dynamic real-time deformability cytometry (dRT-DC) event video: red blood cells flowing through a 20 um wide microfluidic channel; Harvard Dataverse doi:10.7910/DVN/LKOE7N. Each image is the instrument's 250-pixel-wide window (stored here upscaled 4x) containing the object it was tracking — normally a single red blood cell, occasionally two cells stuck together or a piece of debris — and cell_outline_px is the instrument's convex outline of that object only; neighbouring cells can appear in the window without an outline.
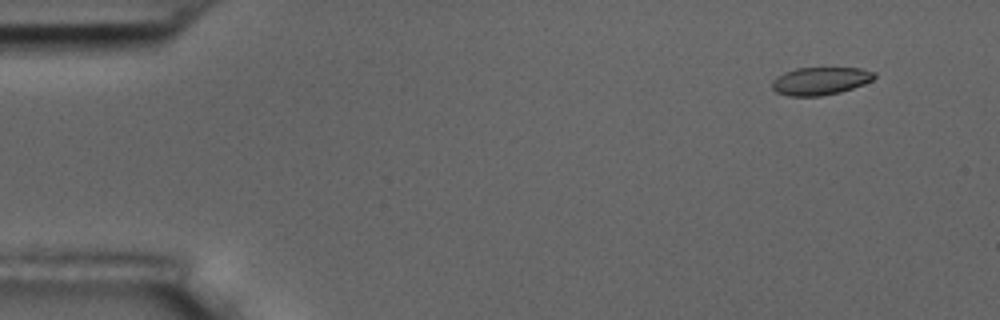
{"species": "common noctule bat (a hibernating species)", "species_latin": "Nyctalus noctula", "temperature_condition": "room temperature", "stored_images_in_passage": 7, "camera_frame_rate_fps": 3000, "um_per_image_px": 0.085, "animal": {"sex": "male", "body_mass_g": 17.5, "forearm_length_mm": 52.3}, "frame": {"image": 1, "passage_image": 2, "time_ms": 1.333, "image_size_px": [1000, 320], "cell_outline_px": [[876, 76], [872, 80], [864, 84], [840, 92], [820, 96], [788, 96], [776, 92], [772, 88], [772, 80], [776, 76], [784, 72], [796, 68], [860, 68], [876, 72]], "centroid_in_image_um": [69.71, 6.88], "position_along_channel_um": 15.3, "area_um2": 16.65}}
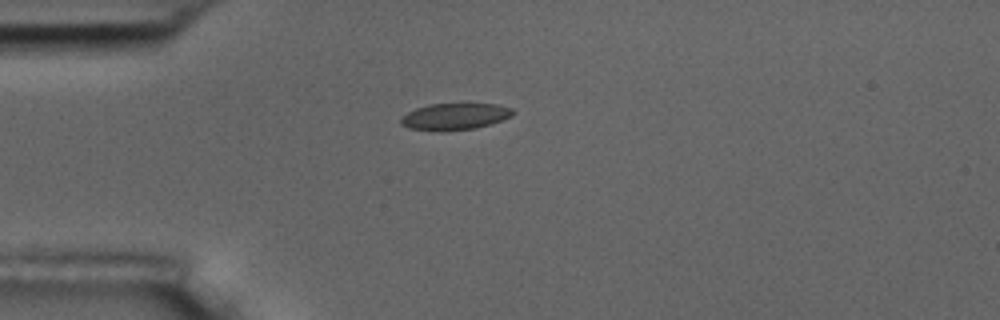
{"frame": {"image": 2, "passage_image": 5, "time_ms": 4.667, "image_size_px": [1000, 320], "cell_outline_px": [[516, 112], [512, 116], [492, 124], [476, 128], [440, 132], [408, 128], [400, 124], [400, 120], [408, 112], [416, 108], [428, 104], [468, 100], [496, 104], [512, 108]], "centroid_in_image_um": [38.72, 9.85], "position_along_channel_um": 46.3, "area_um2": 18.55}}
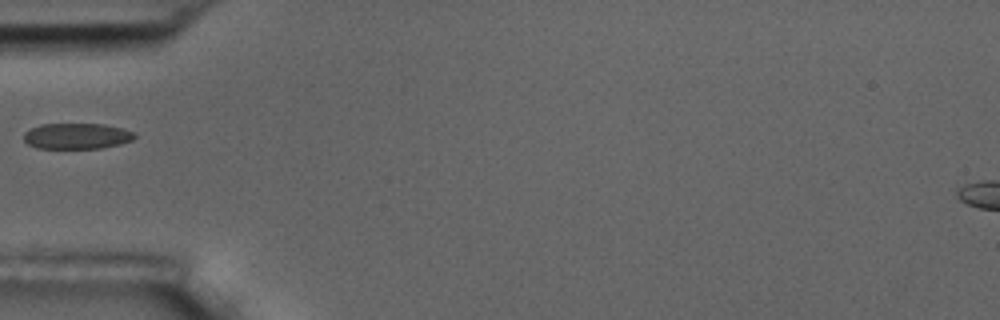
{"frame": {"image": 3, "passage_image": 6, "time_ms": 6.0, "image_size_px": [1000, 320], "cell_outline_px": [[136, 136], [132, 140], [120, 144], [100, 148], [36, 148], [28, 144], [24, 140], [24, 132], [40, 124], [104, 124], [136, 132]], "centroid_in_image_um": [6.53, 11.56], "position_along_channel_um": 78.5, "area_um2": 16.65}}